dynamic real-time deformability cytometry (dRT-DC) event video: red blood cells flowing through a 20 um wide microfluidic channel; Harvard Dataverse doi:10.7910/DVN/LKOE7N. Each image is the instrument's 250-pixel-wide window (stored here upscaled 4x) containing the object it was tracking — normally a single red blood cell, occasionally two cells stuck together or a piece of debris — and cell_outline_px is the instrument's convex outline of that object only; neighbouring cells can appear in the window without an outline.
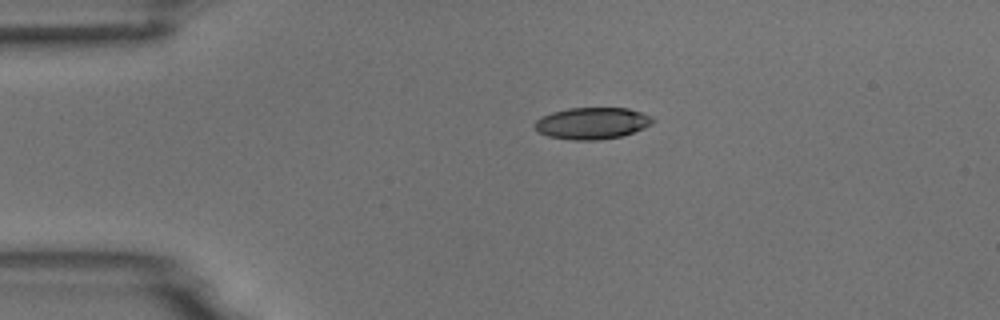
{"species": "common noctule bat (a hibernating species)", "species_latin": "Nyctalus noctula", "temperature_condition": "room temperature", "stored_images_in_passage": 5, "camera_frame_rate_fps": 3000, "um_per_image_px": 0.085, "animal": {"sex": "male", "body_mass_g": 18.8}, "frame": {"image": 1, "passage_image": 1, "time_ms": 0.0, "image_size_px": [1000, 320], "cell_outline_px": [[656, 120], [652, 124], [644, 128], [620, 136], [596, 140], [572, 140], [548, 136], [536, 132], [532, 124], [536, 120], [552, 112], [568, 108], [628, 108], [652, 116]], "centroid_in_image_um": [50.31, 10.47], "position_along_channel_um": 34.7, "area_um2": 21.85}}
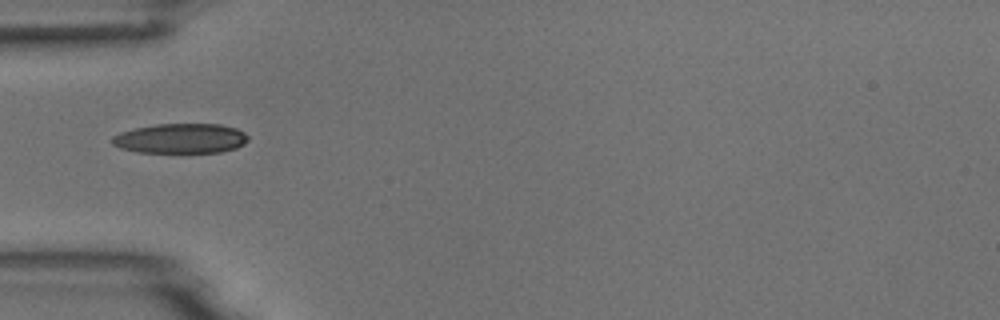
{"frame": {"image": 2, "passage_image": 2, "time_ms": 0.333, "image_size_px": [1000, 320], "cell_outline_px": [[248, 140], [244, 144], [236, 148], [220, 152], [180, 156], [136, 152], [120, 148], [112, 144], [112, 136], [120, 132], [136, 128], [156, 124], [220, 124], [236, 128], [244, 132], [248, 136]], "centroid_in_image_um": [15.35, 11.83], "position_along_channel_um": 69.7, "area_um2": 24.85}}